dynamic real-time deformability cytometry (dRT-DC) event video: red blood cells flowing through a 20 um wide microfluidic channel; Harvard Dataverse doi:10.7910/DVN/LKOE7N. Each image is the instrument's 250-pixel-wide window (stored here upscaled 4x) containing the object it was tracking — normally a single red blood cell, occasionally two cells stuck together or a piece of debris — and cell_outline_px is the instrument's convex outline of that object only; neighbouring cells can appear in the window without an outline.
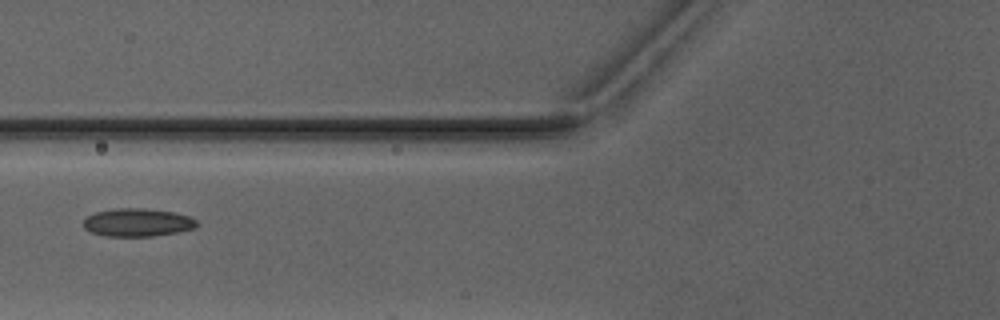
{"species": "Egyptian fruit bat (a non-hibernating species)", "species_latin": "Rousettus aegyptiacus", "temperature_condition": "warm", "stored_images_in_passage": 7, "camera_frame_rate_fps": 3000, "um_per_image_px": 0.085, "animal": {"sex": "male"}, "frame": {"image": 1, "passage_image": 7, "time_ms": 7.0, "image_size_px": [1000, 320], "cell_outline_px": [[196, 228], [176, 232], [152, 236], [104, 236], [92, 232], [84, 228], [84, 220], [88, 216], [96, 212], [116, 208], [144, 208], [176, 212], [192, 216], [196, 220]], "centroid_in_image_um": [11.72, 18.9], "position_along_channel_um": 114.1, "area_um2": 18.55}}